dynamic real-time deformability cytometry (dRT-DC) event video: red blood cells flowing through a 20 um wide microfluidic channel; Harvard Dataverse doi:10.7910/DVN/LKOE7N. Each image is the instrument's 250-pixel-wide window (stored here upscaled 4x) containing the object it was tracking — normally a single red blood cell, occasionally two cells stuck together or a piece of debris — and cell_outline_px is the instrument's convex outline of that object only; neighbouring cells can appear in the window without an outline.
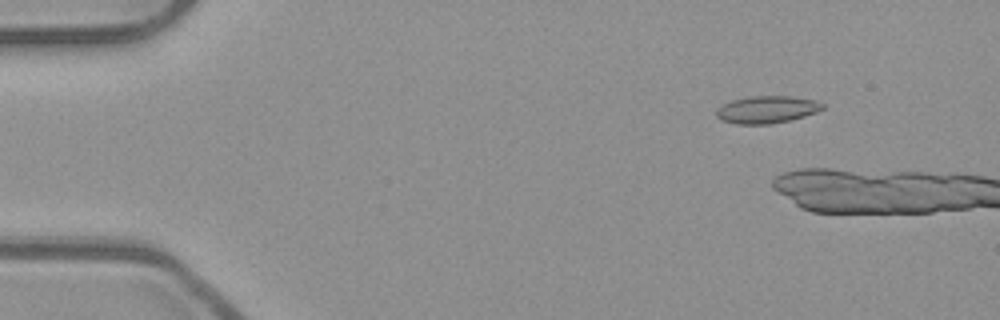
{"species": "common noctule bat (a hibernating species)", "species_latin": "Nyctalus noctula", "temperature_condition": "room temperature", "stored_images_in_passage": 10, "camera_frame_rate_fps": 3000, "um_per_image_px": 0.085, "animal": {"sex": "male", "body_mass_g": 23.1, "forearm_length_mm": 52.7}, "frame": {"image": 1, "passage_image": 7, "time_ms": 2.0, "image_size_px": [1000, 320], "cell_outline_px": [[824, 108], [816, 112], [804, 116], [788, 120], [768, 124], [736, 124], [720, 120], [716, 116], [716, 108], [732, 100], [748, 96], [792, 96], [816, 100], [824, 104]], "centroid_in_image_um": [65.16, 9.3], "position_along_channel_um": 19.8, "area_um2": 16.94}}